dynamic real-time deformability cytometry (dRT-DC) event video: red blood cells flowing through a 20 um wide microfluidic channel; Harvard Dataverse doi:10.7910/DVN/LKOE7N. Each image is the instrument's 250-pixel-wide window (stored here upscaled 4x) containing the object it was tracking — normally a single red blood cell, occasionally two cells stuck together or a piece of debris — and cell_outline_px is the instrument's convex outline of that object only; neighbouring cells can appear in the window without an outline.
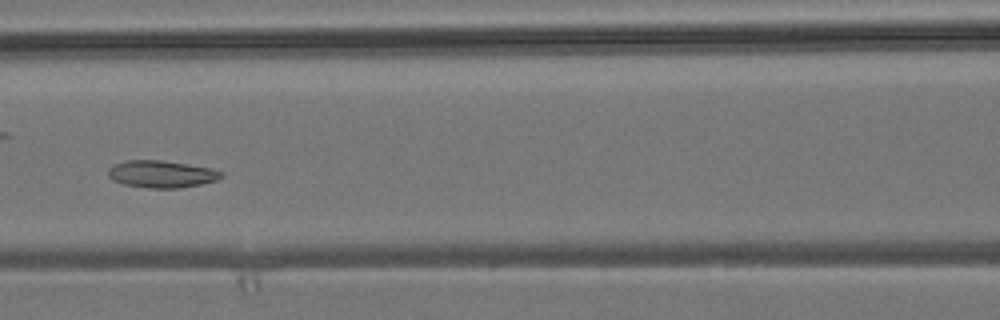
{"species": "common noctule bat (a hibernating species)", "species_latin": "Nyctalus noctula", "temperature_condition": "room temperature", "stored_images_in_passage": 5, "camera_frame_rate_fps": 3000, "um_per_image_px": 0.085, "animal": {"sex": "male", "body_mass_g": 19.2, "forearm_length_mm": 51.8}, "frame": {"image": 1, "passage_image": 5, "time_ms": 4.333, "image_size_px": [1000, 320], "cell_outline_px": [[224, 176], [216, 180], [200, 184], [180, 188], [148, 188], [124, 184], [112, 180], [108, 176], [108, 168], [112, 164], [124, 160], [160, 160], [212, 168], [224, 172]], "centroid_in_image_um": [13.71, 14.79], "position_along_channel_um": 152.9, "area_um2": 18.03}}